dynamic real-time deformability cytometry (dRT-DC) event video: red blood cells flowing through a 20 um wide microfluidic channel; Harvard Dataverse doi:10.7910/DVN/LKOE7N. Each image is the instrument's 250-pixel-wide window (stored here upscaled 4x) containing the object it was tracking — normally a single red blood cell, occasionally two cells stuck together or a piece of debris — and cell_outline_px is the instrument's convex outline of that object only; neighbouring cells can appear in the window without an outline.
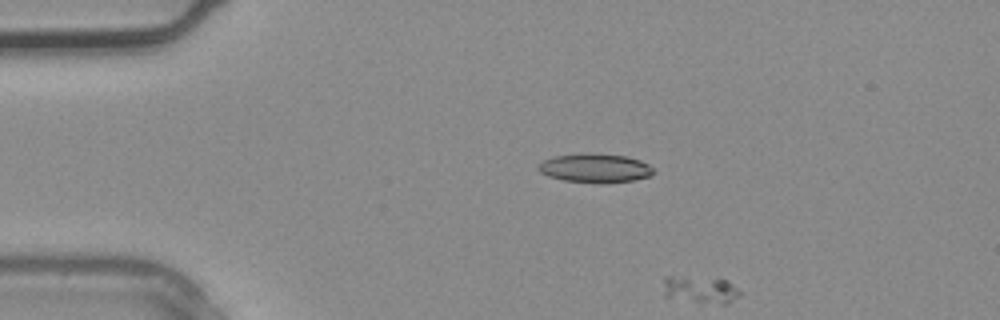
{"species": "common noctule bat (a hibernating species)", "species_latin": "Nyctalus noctula", "temperature_condition": "warm", "stored_images_in_passage": 4, "camera_frame_rate_fps": 3000, "um_per_image_px": 0.085, "animal": {"sex": "male", "body_mass_g": 20.4}, "frame": {"image": 1, "passage_image": 2, "time_ms": 0.333, "image_size_px": [1000, 320], "cell_outline_px": [[740, 296], [728, 304], [724, 304], [692, 300], [664, 296], [664, 276], [668, 276], [728, 280], [740, 292]], "centroid_in_image_um": [59.56, 24.62], "position_along_channel_um": 25.4, "area_um2": 11.62}}